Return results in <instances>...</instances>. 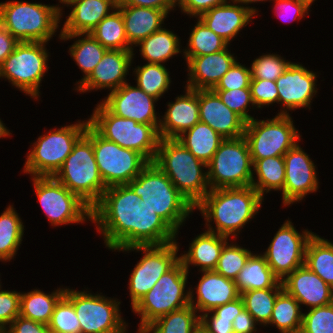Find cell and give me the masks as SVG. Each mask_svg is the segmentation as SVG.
I'll use <instances>...</instances> for the list:
<instances>
[{
	"instance_id": "1",
	"label": "cell",
	"mask_w": 333,
	"mask_h": 333,
	"mask_svg": "<svg viewBox=\"0 0 333 333\" xmlns=\"http://www.w3.org/2000/svg\"><path fill=\"white\" fill-rule=\"evenodd\" d=\"M140 197L127 185L108 187L91 208V223L115 251L132 246L164 245L177 233L156 212L142 209Z\"/></svg>"
},
{
	"instance_id": "2",
	"label": "cell",
	"mask_w": 333,
	"mask_h": 333,
	"mask_svg": "<svg viewBox=\"0 0 333 333\" xmlns=\"http://www.w3.org/2000/svg\"><path fill=\"white\" fill-rule=\"evenodd\" d=\"M264 198L252 186L211 189L194 207L207 231L237 238L241 229L261 210ZM215 223V225L211 226Z\"/></svg>"
},
{
	"instance_id": "3",
	"label": "cell",
	"mask_w": 333,
	"mask_h": 333,
	"mask_svg": "<svg viewBox=\"0 0 333 333\" xmlns=\"http://www.w3.org/2000/svg\"><path fill=\"white\" fill-rule=\"evenodd\" d=\"M127 185L140 197L142 209L156 212L177 233L178 238L180 227L195 209L167 175L150 162Z\"/></svg>"
},
{
	"instance_id": "4",
	"label": "cell",
	"mask_w": 333,
	"mask_h": 333,
	"mask_svg": "<svg viewBox=\"0 0 333 333\" xmlns=\"http://www.w3.org/2000/svg\"><path fill=\"white\" fill-rule=\"evenodd\" d=\"M153 162L194 207L211 190L207 165L177 139L160 138Z\"/></svg>"
},
{
	"instance_id": "5",
	"label": "cell",
	"mask_w": 333,
	"mask_h": 333,
	"mask_svg": "<svg viewBox=\"0 0 333 333\" xmlns=\"http://www.w3.org/2000/svg\"><path fill=\"white\" fill-rule=\"evenodd\" d=\"M61 6L28 1L0 3V24L19 42L48 43L60 30Z\"/></svg>"
},
{
	"instance_id": "6",
	"label": "cell",
	"mask_w": 333,
	"mask_h": 333,
	"mask_svg": "<svg viewBox=\"0 0 333 333\" xmlns=\"http://www.w3.org/2000/svg\"><path fill=\"white\" fill-rule=\"evenodd\" d=\"M53 177L91 208L100 200L108 187L104 184L94 157L90 125Z\"/></svg>"
},
{
	"instance_id": "7",
	"label": "cell",
	"mask_w": 333,
	"mask_h": 333,
	"mask_svg": "<svg viewBox=\"0 0 333 333\" xmlns=\"http://www.w3.org/2000/svg\"><path fill=\"white\" fill-rule=\"evenodd\" d=\"M90 116L89 125L104 139L137 151L149 162L154 161L160 136L153 125L118 117L101 102L97 103Z\"/></svg>"
},
{
	"instance_id": "8",
	"label": "cell",
	"mask_w": 333,
	"mask_h": 333,
	"mask_svg": "<svg viewBox=\"0 0 333 333\" xmlns=\"http://www.w3.org/2000/svg\"><path fill=\"white\" fill-rule=\"evenodd\" d=\"M189 273L179 260L164 273L132 308L140 316L138 331H144L157 318L190 304V290L186 289Z\"/></svg>"
},
{
	"instance_id": "9",
	"label": "cell",
	"mask_w": 333,
	"mask_h": 333,
	"mask_svg": "<svg viewBox=\"0 0 333 333\" xmlns=\"http://www.w3.org/2000/svg\"><path fill=\"white\" fill-rule=\"evenodd\" d=\"M88 125V119L78 120L74 124L50 129L47 134L39 136L27 153L24 174L31 177L54 176Z\"/></svg>"
},
{
	"instance_id": "10",
	"label": "cell",
	"mask_w": 333,
	"mask_h": 333,
	"mask_svg": "<svg viewBox=\"0 0 333 333\" xmlns=\"http://www.w3.org/2000/svg\"><path fill=\"white\" fill-rule=\"evenodd\" d=\"M45 42H19L0 66V79L8 80L30 98L38 100L48 72L49 53Z\"/></svg>"
},
{
	"instance_id": "11",
	"label": "cell",
	"mask_w": 333,
	"mask_h": 333,
	"mask_svg": "<svg viewBox=\"0 0 333 333\" xmlns=\"http://www.w3.org/2000/svg\"><path fill=\"white\" fill-rule=\"evenodd\" d=\"M64 295L72 302L81 333H124L128 323L121 316L120 300L102 293L66 287ZM117 299V300H116Z\"/></svg>"
},
{
	"instance_id": "12",
	"label": "cell",
	"mask_w": 333,
	"mask_h": 333,
	"mask_svg": "<svg viewBox=\"0 0 333 333\" xmlns=\"http://www.w3.org/2000/svg\"><path fill=\"white\" fill-rule=\"evenodd\" d=\"M244 137L254 163L258 159L284 156L301 141L302 135L295 128L291 114H277L272 119L255 117L246 122Z\"/></svg>"
},
{
	"instance_id": "13",
	"label": "cell",
	"mask_w": 333,
	"mask_h": 333,
	"mask_svg": "<svg viewBox=\"0 0 333 333\" xmlns=\"http://www.w3.org/2000/svg\"><path fill=\"white\" fill-rule=\"evenodd\" d=\"M253 162L244 136L224 139L207 164L210 189L252 185Z\"/></svg>"
},
{
	"instance_id": "14",
	"label": "cell",
	"mask_w": 333,
	"mask_h": 333,
	"mask_svg": "<svg viewBox=\"0 0 333 333\" xmlns=\"http://www.w3.org/2000/svg\"><path fill=\"white\" fill-rule=\"evenodd\" d=\"M45 216L51 226L91 222V207L53 176L31 177Z\"/></svg>"
},
{
	"instance_id": "15",
	"label": "cell",
	"mask_w": 333,
	"mask_h": 333,
	"mask_svg": "<svg viewBox=\"0 0 333 333\" xmlns=\"http://www.w3.org/2000/svg\"><path fill=\"white\" fill-rule=\"evenodd\" d=\"M177 240L164 245L132 246L117 252H143L128 281L131 308L169 271L179 260ZM129 251V252H128Z\"/></svg>"
},
{
	"instance_id": "16",
	"label": "cell",
	"mask_w": 333,
	"mask_h": 333,
	"mask_svg": "<svg viewBox=\"0 0 333 333\" xmlns=\"http://www.w3.org/2000/svg\"><path fill=\"white\" fill-rule=\"evenodd\" d=\"M91 142L100 175L107 187L128 184L150 163L137 151L104 139L92 127Z\"/></svg>"
},
{
	"instance_id": "17",
	"label": "cell",
	"mask_w": 333,
	"mask_h": 333,
	"mask_svg": "<svg viewBox=\"0 0 333 333\" xmlns=\"http://www.w3.org/2000/svg\"><path fill=\"white\" fill-rule=\"evenodd\" d=\"M313 234L308 229L298 232L289 219L279 227L262 254L280 281L304 264L306 245Z\"/></svg>"
},
{
	"instance_id": "18",
	"label": "cell",
	"mask_w": 333,
	"mask_h": 333,
	"mask_svg": "<svg viewBox=\"0 0 333 333\" xmlns=\"http://www.w3.org/2000/svg\"><path fill=\"white\" fill-rule=\"evenodd\" d=\"M299 143L283 156L285 184L281 195L285 207L302 202L305 196L319 189L316 165Z\"/></svg>"
},
{
	"instance_id": "19",
	"label": "cell",
	"mask_w": 333,
	"mask_h": 333,
	"mask_svg": "<svg viewBox=\"0 0 333 333\" xmlns=\"http://www.w3.org/2000/svg\"><path fill=\"white\" fill-rule=\"evenodd\" d=\"M318 76L303 64L292 62L275 80L278 89V103L282 108L277 114L289 115V111L300 108L310 110L312 99L318 93L316 84Z\"/></svg>"
},
{
	"instance_id": "20",
	"label": "cell",
	"mask_w": 333,
	"mask_h": 333,
	"mask_svg": "<svg viewBox=\"0 0 333 333\" xmlns=\"http://www.w3.org/2000/svg\"><path fill=\"white\" fill-rule=\"evenodd\" d=\"M158 99L147 95L137 86L127 82L118 89L109 92L100 102L114 115L133 119L137 123L151 124L159 129L160 116L155 104Z\"/></svg>"
},
{
	"instance_id": "21",
	"label": "cell",
	"mask_w": 333,
	"mask_h": 333,
	"mask_svg": "<svg viewBox=\"0 0 333 333\" xmlns=\"http://www.w3.org/2000/svg\"><path fill=\"white\" fill-rule=\"evenodd\" d=\"M134 50H107L91 74L82 81L75 91L87 93L108 89L110 92L127 83L130 67L134 60Z\"/></svg>"
},
{
	"instance_id": "22",
	"label": "cell",
	"mask_w": 333,
	"mask_h": 333,
	"mask_svg": "<svg viewBox=\"0 0 333 333\" xmlns=\"http://www.w3.org/2000/svg\"><path fill=\"white\" fill-rule=\"evenodd\" d=\"M200 122L208 124L224 139L244 136L246 121L229 109L212 90H199Z\"/></svg>"
},
{
	"instance_id": "23",
	"label": "cell",
	"mask_w": 333,
	"mask_h": 333,
	"mask_svg": "<svg viewBox=\"0 0 333 333\" xmlns=\"http://www.w3.org/2000/svg\"><path fill=\"white\" fill-rule=\"evenodd\" d=\"M200 273L202 276L196 287L189 288L190 304L198 314L212 311L214 308L240 297L234 280L225 278L215 270L201 271Z\"/></svg>"
},
{
	"instance_id": "24",
	"label": "cell",
	"mask_w": 333,
	"mask_h": 333,
	"mask_svg": "<svg viewBox=\"0 0 333 333\" xmlns=\"http://www.w3.org/2000/svg\"><path fill=\"white\" fill-rule=\"evenodd\" d=\"M184 88L183 95H177L175 102L167 103L166 112L160 118V138L177 139L200 122L199 90Z\"/></svg>"
},
{
	"instance_id": "25",
	"label": "cell",
	"mask_w": 333,
	"mask_h": 333,
	"mask_svg": "<svg viewBox=\"0 0 333 333\" xmlns=\"http://www.w3.org/2000/svg\"><path fill=\"white\" fill-rule=\"evenodd\" d=\"M188 80L185 87L194 90L213 89L237 60L229 48L198 57H184Z\"/></svg>"
},
{
	"instance_id": "26",
	"label": "cell",
	"mask_w": 333,
	"mask_h": 333,
	"mask_svg": "<svg viewBox=\"0 0 333 333\" xmlns=\"http://www.w3.org/2000/svg\"><path fill=\"white\" fill-rule=\"evenodd\" d=\"M283 288L307 309L333 302V288L306 265H302L282 280ZM309 307V308H308Z\"/></svg>"
},
{
	"instance_id": "27",
	"label": "cell",
	"mask_w": 333,
	"mask_h": 333,
	"mask_svg": "<svg viewBox=\"0 0 333 333\" xmlns=\"http://www.w3.org/2000/svg\"><path fill=\"white\" fill-rule=\"evenodd\" d=\"M119 0H71L61 34L90 33L106 16L117 9ZM112 10V11H111Z\"/></svg>"
},
{
	"instance_id": "28",
	"label": "cell",
	"mask_w": 333,
	"mask_h": 333,
	"mask_svg": "<svg viewBox=\"0 0 333 333\" xmlns=\"http://www.w3.org/2000/svg\"><path fill=\"white\" fill-rule=\"evenodd\" d=\"M255 15L247 8L228 1L201 14L198 18L229 44Z\"/></svg>"
},
{
	"instance_id": "29",
	"label": "cell",
	"mask_w": 333,
	"mask_h": 333,
	"mask_svg": "<svg viewBox=\"0 0 333 333\" xmlns=\"http://www.w3.org/2000/svg\"><path fill=\"white\" fill-rule=\"evenodd\" d=\"M125 24L128 43L134 49L144 38L164 27L165 10L130 5H117Z\"/></svg>"
},
{
	"instance_id": "30",
	"label": "cell",
	"mask_w": 333,
	"mask_h": 333,
	"mask_svg": "<svg viewBox=\"0 0 333 333\" xmlns=\"http://www.w3.org/2000/svg\"><path fill=\"white\" fill-rule=\"evenodd\" d=\"M228 241V237L205 230L189 243L187 252L179 255L180 260L188 273L192 265L199 267L200 272L215 270L222 249Z\"/></svg>"
},
{
	"instance_id": "31",
	"label": "cell",
	"mask_w": 333,
	"mask_h": 333,
	"mask_svg": "<svg viewBox=\"0 0 333 333\" xmlns=\"http://www.w3.org/2000/svg\"><path fill=\"white\" fill-rule=\"evenodd\" d=\"M58 38L65 41L76 40L69 47V53L73 61L83 72V78L76 81L77 87L84 81L100 62L103 55L107 51L90 33L61 34L59 31ZM79 38V39H78Z\"/></svg>"
},
{
	"instance_id": "32",
	"label": "cell",
	"mask_w": 333,
	"mask_h": 333,
	"mask_svg": "<svg viewBox=\"0 0 333 333\" xmlns=\"http://www.w3.org/2000/svg\"><path fill=\"white\" fill-rule=\"evenodd\" d=\"M238 292L266 288H283L282 281L269 267L262 253H252L235 280Z\"/></svg>"
},
{
	"instance_id": "33",
	"label": "cell",
	"mask_w": 333,
	"mask_h": 333,
	"mask_svg": "<svg viewBox=\"0 0 333 333\" xmlns=\"http://www.w3.org/2000/svg\"><path fill=\"white\" fill-rule=\"evenodd\" d=\"M180 44L179 36L164 27L144 38L135 47H139L140 55L147 63L165 65L167 61H170L169 59L177 56L178 53H183Z\"/></svg>"
},
{
	"instance_id": "34",
	"label": "cell",
	"mask_w": 333,
	"mask_h": 333,
	"mask_svg": "<svg viewBox=\"0 0 333 333\" xmlns=\"http://www.w3.org/2000/svg\"><path fill=\"white\" fill-rule=\"evenodd\" d=\"M65 289L66 287H59L51 293H45L39 288L27 293L21 292L20 316L48 325L55 305L64 295Z\"/></svg>"
},
{
	"instance_id": "35",
	"label": "cell",
	"mask_w": 333,
	"mask_h": 333,
	"mask_svg": "<svg viewBox=\"0 0 333 333\" xmlns=\"http://www.w3.org/2000/svg\"><path fill=\"white\" fill-rule=\"evenodd\" d=\"M179 140L197 159L206 165L211 161L224 140L208 124L198 122L180 135Z\"/></svg>"
},
{
	"instance_id": "36",
	"label": "cell",
	"mask_w": 333,
	"mask_h": 333,
	"mask_svg": "<svg viewBox=\"0 0 333 333\" xmlns=\"http://www.w3.org/2000/svg\"><path fill=\"white\" fill-rule=\"evenodd\" d=\"M252 175L251 186L263 198H265V194L273 190L282 192L285 184V162L283 156L256 160L253 163Z\"/></svg>"
},
{
	"instance_id": "37",
	"label": "cell",
	"mask_w": 333,
	"mask_h": 333,
	"mask_svg": "<svg viewBox=\"0 0 333 333\" xmlns=\"http://www.w3.org/2000/svg\"><path fill=\"white\" fill-rule=\"evenodd\" d=\"M304 265L333 288V243L314 233L305 249Z\"/></svg>"
},
{
	"instance_id": "38",
	"label": "cell",
	"mask_w": 333,
	"mask_h": 333,
	"mask_svg": "<svg viewBox=\"0 0 333 333\" xmlns=\"http://www.w3.org/2000/svg\"><path fill=\"white\" fill-rule=\"evenodd\" d=\"M22 218L12 205L0 215V261L8 262L15 258L23 241L24 225Z\"/></svg>"
},
{
	"instance_id": "39",
	"label": "cell",
	"mask_w": 333,
	"mask_h": 333,
	"mask_svg": "<svg viewBox=\"0 0 333 333\" xmlns=\"http://www.w3.org/2000/svg\"><path fill=\"white\" fill-rule=\"evenodd\" d=\"M300 303L284 288L278 293L268 326L280 333H300L303 311Z\"/></svg>"
},
{
	"instance_id": "40",
	"label": "cell",
	"mask_w": 333,
	"mask_h": 333,
	"mask_svg": "<svg viewBox=\"0 0 333 333\" xmlns=\"http://www.w3.org/2000/svg\"><path fill=\"white\" fill-rule=\"evenodd\" d=\"M200 328V314L191 304L157 318L144 333H195Z\"/></svg>"
},
{
	"instance_id": "41",
	"label": "cell",
	"mask_w": 333,
	"mask_h": 333,
	"mask_svg": "<svg viewBox=\"0 0 333 333\" xmlns=\"http://www.w3.org/2000/svg\"><path fill=\"white\" fill-rule=\"evenodd\" d=\"M90 34L107 50H135L128 43L124 19L118 9L106 16Z\"/></svg>"
},
{
	"instance_id": "42",
	"label": "cell",
	"mask_w": 333,
	"mask_h": 333,
	"mask_svg": "<svg viewBox=\"0 0 333 333\" xmlns=\"http://www.w3.org/2000/svg\"><path fill=\"white\" fill-rule=\"evenodd\" d=\"M136 86L142 89L147 95L160 99L168 92L172 78L170 72L163 64L144 63L142 66L133 68Z\"/></svg>"
},
{
	"instance_id": "43",
	"label": "cell",
	"mask_w": 333,
	"mask_h": 333,
	"mask_svg": "<svg viewBox=\"0 0 333 333\" xmlns=\"http://www.w3.org/2000/svg\"><path fill=\"white\" fill-rule=\"evenodd\" d=\"M189 33L187 47L183 49V57H198L213 54L230 47L229 43L209 29L199 18Z\"/></svg>"
},
{
	"instance_id": "44",
	"label": "cell",
	"mask_w": 333,
	"mask_h": 333,
	"mask_svg": "<svg viewBox=\"0 0 333 333\" xmlns=\"http://www.w3.org/2000/svg\"><path fill=\"white\" fill-rule=\"evenodd\" d=\"M283 288L249 290L240 294L244 308L262 327H268L278 293Z\"/></svg>"
},
{
	"instance_id": "45",
	"label": "cell",
	"mask_w": 333,
	"mask_h": 333,
	"mask_svg": "<svg viewBox=\"0 0 333 333\" xmlns=\"http://www.w3.org/2000/svg\"><path fill=\"white\" fill-rule=\"evenodd\" d=\"M230 242L228 241L224 245L215 271L225 278L235 281L253 252L233 240Z\"/></svg>"
},
{
	"instance_id": "46",
	"label": "cell",
	"mask_w": 333,
	"mask_h": 333,
	"mask_svg": "<svg viewBox=\"0 0 333 333\" xmlns=\"http://www.w3.org/2000/svg\"><path fill=\"white\" fill-rule=\"evenodd\" d=\"M291 61L285 60L279 54L260 55L251 63V79L277 80L291 64Z\"/></svg>"
},
{
	"instance_id": "47",
	"label": "cell",
	"mask_w": 333,
	"mask_h": 333,
	"mask_svg": "<svg viewBox=\"0 0 333 333\" xmlns=\"http://www.w3.org/2000/svg\"><path fill=\"white\" fill-rule=\"evenodd\" d=\"M48 328L60 333H81L73 304L65 295L55 305Z\"/></svg>"
},
{
	"instance_id": "48",
	"label": "cell",
	"mask_w": 333,
	"mask_h": 333,
	"mask_svg": "<svg viewBox=\"0 0 333 333\" xmlns=\"http://www.w3.org/2000/svg\"><path fill=\"white\" fill-rule=\"evenodd\" d=\"M303 312L300 333H333V302Z\"/></svg>"
},
{
	"instance_id": "49",
	"label": "cell",
	"mask_w": 333,
	"mask_h": 333,
	"mask_svg": "<svg viewBox=\"0 0 333 333\" xmlns=\"http://www.w3.org/2000/svg\"><path fill=\"white\" fill-rule=\"evenodd\" d=\"M221 101L232 111L241 116L246 122L251 121L254 115H250L249 109H256L252 98L250 88H241L234 90H213Z\"/></svg>"
},
{
	"instance_id": "50",
	"label": "cell",
	"mask_w": 333,
	"mask_h": 333,
	"mask_svg": "<svg viewBox=\"0 0 333 333\" xmlns=\"http://www.w3.org/2000/svg\"><path fill=\"white\" fill-rule=\"evenodd\" d=\"M250 82V67H246L238 60H236L212 90H234L250 88Z\"/></svg>"
},
{
	"instance_id": "51",
	"label": "cell",
	"mask_w": 333,
	"mask_h": 333,
	"mask_svg": "<svg viewBox=\"0 0 333 333\" xmlns=\"http://www.w3.org/2000/svg\"><path fill=\"white\" fill-rule=\"evenodd\" d=\"M251 98L257 109L278 104V89L275 81L264 79H251Z\"/></svg>"
},
{
	"instance_id": "52",
	"label": "cell",
	"mask_w": 333,
	"mask_h": 333,
	"mask_svg": "<svg viewBox=\"0 0 333 333\" xmlns=\"http://www.w3.org/2000/svg\"><path fill=\"white\" fill-rule=\"evenodd\" d=\"M20 296L19 291L2 290L0 291V326L7 328L12 321L20 315Z\"/></svg>"
},
{
	"instance_id": "53",
	"label": "cell",
	"mask_w": 333,
	"mask_h": 333,
	"mask_svg": "<svg viewBox=\"0 0 333 333\" xmlns=\"http://www.w3.org/2000/svg\"><path fill=\"white\" fill-rule=\"evenodd\" d=\"M274 2V13L284 23L292 22L295 20L300 21L306 15H309L308 9L303 3L297 0H272Z\"/></svg>"
},
{
	"instance_id": "54",
	"label": "cell",
	"mask_w": 333,
	"mask_h": 333,
	"mask_svg": "<svg viewBox=\"0 0 333 333\" xmlns=\"http://www.w3.org/2000/svg\"><path fill=\"white\" fill-rule=\"evenodd\" d=\"M229 0H177L178 8L182 14H187L193 18H198L204 12L211 10L216 6L223 5Z\"/></svg>"
},
{
	"instance_id": "55",
	"label": "cell",
	"mask_w": 333,
	"mask_h": 333,
	"mask_svg": "<svg viewBox=\"0 0 333 333\" xmlns=\"http://www.w3.org/2000/svg\"><path fill=\"white\" fill-rule=\"evenodd\" d=\"M8 333H48V325L17 316L7 327Z\"/></svg>"
},
{
	"instance_id": "56",
	"label": "cell",
	"mask_w": 333,
	"mask_h": 333,
	"mask_svg": "<svg viewBox=\"0 0 333 333\" xmlns=\"http://www.w3.org/2000/svg\"><path fill=\"white\" fill-rule=\"evenodd\" d=\"M244 309V304L239 297L238 299L231 301L227 304L218 306L212 311L206 312L210 318H221L225 320H231L234 322L235 317Z\"/></svg>"
},
{
	"instance_id": "57",
	"label": "cell",
	"mask_w": 333,
	"mask_h": 333,
	"mask_svg": "<svg viewBox=\"0 0 333 333\" xmlns=\"http://www.w3.org/2000/svg\"><path fill=\"white\" fill-rule=\"evenodd\" d=\"M231 320L210 318L206 313L200 315V328L206 333H233Z\"/></svg>"
},
{
	"instance_id": "58",
	"label": "cell",
	"mask_w": 333,
	"mask_h": 333,
	"mask_svg": "<svg viewBox=\"0 0 333 333\" xmlns=\"http://www.w3.org/2000/svg\"><path fill=\"white\" fill-rule=\"evenodd\" d=\"M118 5H130L165 10L168 14L176 8L177 0H119Z\"/></svg>"
},
{
	"instance_id": "59",
	"label": "cell",
	"mask_w": 333,
	"mask_h": 333,
	"mask_svg": "<svg viewBox=\"0 0 333 333\" xmlns=\"http://www.w3.org/2000/svg\"><path fill=\"white\" fill-rule=\"evenodd\" d=\"M233 333H257L259 325L251 314L244 308L234 319Z\"/></svg>"
},
{
	"instance_id": "60",
	"label": "cell",
	"mask_w": 333,
	"mask_h": 333,
	"mask_svg": "<svg viewBox=\"0 0 333 333\" xmlns=\"http://www.w3.org/2000/svg\"><path fill=\"white\" fill-rule=\"evenodd\" d=\"M19 41L0 24V66L4 60L14 51Z\"/></svg>"
},
{
	"instance_id": "61",
	"label": "cell",
	"mask_w": 333,
	"mask_h": 333,
	"mask_svg": "<svg viewBox=\"0 0 333 333\" xmlns=\"http://www.w3.org/2000/svg\"><path fill=\"white\" fill-rule=\"evenodd\" d=\"M229 1L233 2V3H236V4H240L241 6L250 10L254 15H259V14H257L258 10L255 7H250L249 4L251 5L253 3L266 2V1L270 2L272 0H229Z\"/></svg>"
},
{
	"instance_id": "62",
	"label": "cell",
	"mask_w": 333,
	"mask_h": 333,
	"mask_svg": "<svg viewBox=\"0 0 333 333\" xmlns=\"http://www.w3.org/2000/svg\"><path fill=\"white\" fill-rule=\"evenodd\" d=\"M12 133L10 132V130L8 129V127L5 126V124L3 123V121L0 118V139L1 138H8Z\"/></svg>"
},
{
	"instance_id": "63",
	"label": "cell",
	"mask_w": 333,
	"mask_h": 333,
	"mask_svg": "<svg viewBox=\"0 0 333 333\" xmlns=\"http://www.w3.org/2000/svg\"><path fill=\"white\" fill-rule=\"evenodd\" d=\"M297 1L303 3L308 9H310L315 0H297Z\"/></svg>"
},
{
	"instance_id": "64",
	"label": "cell",
	"mask_w": 333,
	"mask_h": 333,
	"mask_svg": "<svg viewBox=\"0 0 333 333\" xmlns=\"http://www.w3.org/2000/svg\"><path fill=\"white\" fill-rule=\"evenodd\" d=\"M60 5L62 4V7H61V16H63V7H65L71 0H58ZM64 5V6H63Z\"/></svg>"
},
{
	"instance_id": "65",
	"label": "cell",
	"mask_w": 333,
	"mask_h": 333,
	"mask_svg": "<svg viewBox=\"0 0 333 333\" xmlns=\"http://www.w3.org/2000/svg\"><path fill=\"white\" fill-rule=\"evenodd\" d=\"M0 333H8L7 328H4V327L0 326Z\"/></svg>"
},
{
	"instance_id": "66",
	"label": "cell",
	"mask_w": 333,
	"mask_h": 333,
	"mask_svg": "<svg viewBox=\"0 0 333 333\" xmlns=\"http://www.w3.org/2000/svg\"><path fill=\"white\" fill-rule=\"evenodd\" d=\"M195 333H206L203 329L199 328Z\"/></svg>"
},
{
	"instance_id": "67",
	"label": "cell",
	"mask_w": 333,
	"mask_h": 333,
	"mask_svg": "<svg viewBox=\"0 0 333 333\" xmlns=\"http://www.w3.org/2000/svg\"><path fill=\"white\" fill-rule=\"evenodd\" d=\"M48 333H60V332H56V331H53V330H49Z\"/></svg>"
},
{
	"instance_id": "68",
	"label": "cell",
	"mask_w": 333,
	"mask_h": 333,
	"mask_svg": "<svg viewBox=\"0 0 333 333\" xmlns=\"http://www.w3.org/2000/svg\"><path fill=\"white\" fill-rule=\"evenodd\" d=\"M1 283H2V282H1V280H0V291H2V290H3V289H2V285H1Z\"/></svg>"
}]
</instances>
